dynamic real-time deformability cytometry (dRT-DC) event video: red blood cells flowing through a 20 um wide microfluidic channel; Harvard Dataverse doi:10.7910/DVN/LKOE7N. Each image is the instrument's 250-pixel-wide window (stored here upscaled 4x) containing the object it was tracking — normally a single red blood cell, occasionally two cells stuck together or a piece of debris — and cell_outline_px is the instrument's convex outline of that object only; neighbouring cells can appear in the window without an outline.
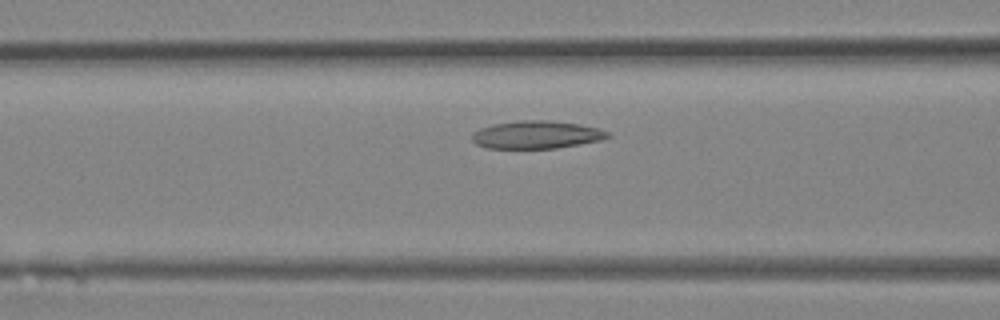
{"species": "Egyptian fruit bat (a non-hibernating species)", "species_latin": "Rousettus aegyptiacus", "temperature_condition": "room temperature", "stored_images_in_passage": 31, "camera_frame_rate_fps": 3000, "um_per_image_px": 0.085, "animal": {"sex": "female"}, "frame": {"image": 1, "passage_image": 10, "time_ms": 3.0, "image_size_px": [1000, 320], "cell_outline_px": [[612, 136], [600, 140], [580, 144], [556, 148], [488, 148], [476, 144], [472, 140], [472, 132], [480, 128], [492, 124], [520, 120], [548, 120], [576, 124], [596, 128], [608, 132]], "centroid_in_image_um": [45.56, 11.45], "position_along_channel_um": 121.0, "area_um2": 21.85}}
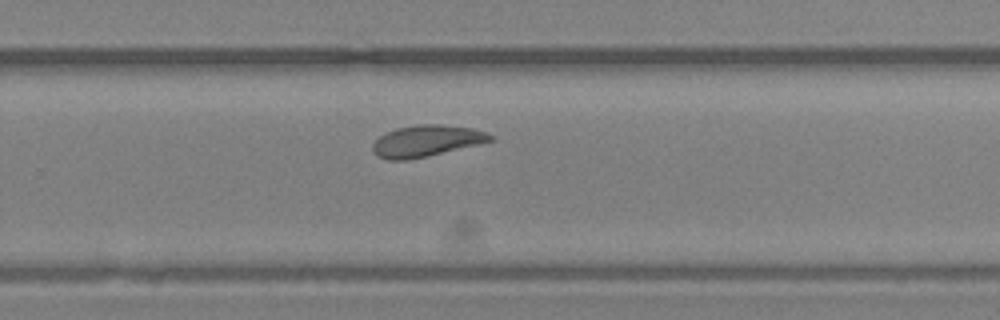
{"frame": {"image": 2, "passage_image": 19, "time_ms": 6.0, "image_size_px": [1000, 320], "cell_outline_px": [[496, 136], [492, 140], [480, 144], [408, 160], [388, 160], [376, 156], [372, 148], [372, 144], [384, 132], [396, 128], [416, 124], [440, 124], [472, 128], [488, 132]], "centroid_in_image_um": [36.24, 11.97], "position_along_channel_um": 293.6, "area_um2": 21.73}}
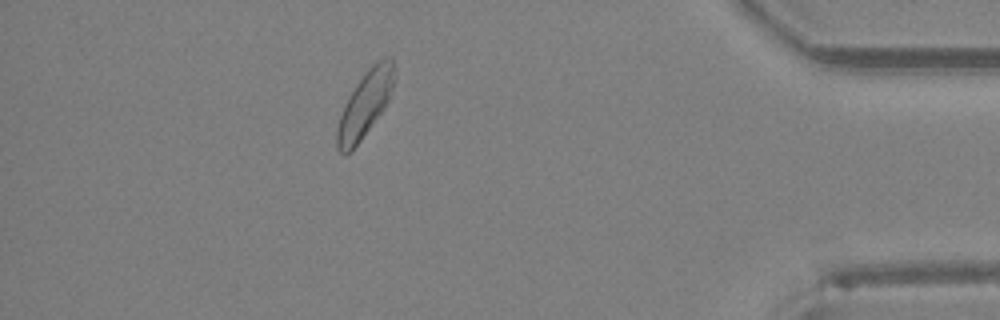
{"frame": {"image": 3, "passage_image": 27, "time_ms": 8.667, "image_size_px": [1000, 320], "cell_outline_px": [[396, 80], [388, 100], [384, 108], [352, 152], [344, 156], [336, 148], [336, 128], [344, 104], [348, 96], [356, 84], [368, 68], [376, 60], [384, 56], [392, 56], [396, 76]], "centroid_in_image_um": [31.03, 8.84], "position_along_channel_um": 404.2, "area_um2": 22.37}}